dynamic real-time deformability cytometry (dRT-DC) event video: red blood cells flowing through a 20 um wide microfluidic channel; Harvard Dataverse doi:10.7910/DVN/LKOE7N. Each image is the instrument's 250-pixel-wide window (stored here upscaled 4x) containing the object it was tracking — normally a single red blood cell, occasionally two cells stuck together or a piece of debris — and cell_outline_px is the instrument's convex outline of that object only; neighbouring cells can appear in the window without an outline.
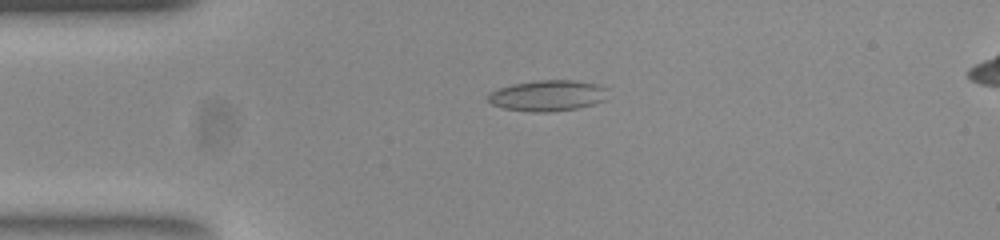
{"species": "common noctule bat (a hibernating species)", "species_latin": "Nyctalus noctula", "temperature_condition": "room temperature", "stored_images_in_passage": 36, "camera_frame_rate_fps": 3000, "um_per_image_px": 0.085, "animal": {"sex": "female", "body_mass_g": 23.0, "forearm_length_mm": 53.4}, "frame": {"image": 1, "passage_image": 1, "time_ms": 0.0, "image_size_px": [1000, 240], "cell_outline_px": [[604, 88], [600, 100], [592, 104], [576, 108], [552, 112], [532, 112], [504, 108], [492, 104], [488, 100], [488, 96], [492, 92], [500, 88], [512, 84], [536, 80], [568, 80], [596, 84]], "centroid_in_image_um": [46.44, 8.13], "position_along_channel_um": 38.6, "area_um2": 20.87}}
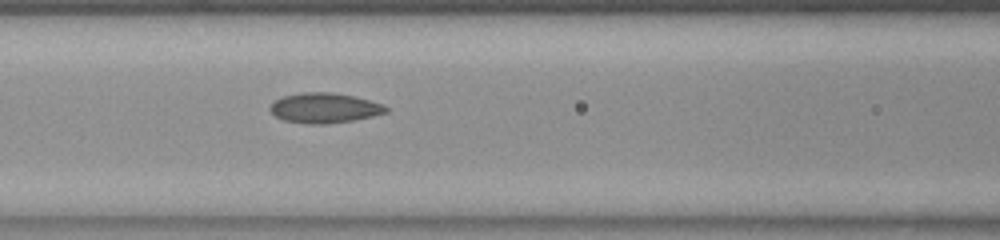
{"frame": {"image": 2, "passage_image": 11, "time_ms": 3.333, "image_size_px": [1000, 240], "cell_outline_px": [[388, 112], [372, 116], [352, 120], [324, 124], [312, 124], [284, 120], [276, 116], [268, 108], [276, 100], [284, 96], [300, 92], [332, 92], [356, 96], [380, 104], [388, 108]], "centroid_in_image_um": [27.57, 9.16], "position_along_channel_um": 139.0, "area_um2": 20.06}}
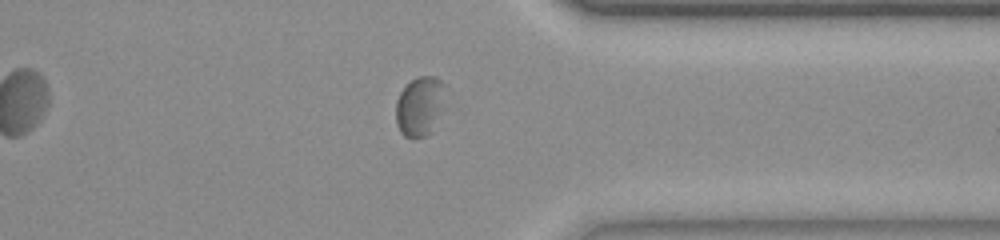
{"frame": {"image": 3, "passage_image": 30, "time_ms": 9.667, "image_size_px": [1000, 240], "cell_outline_px": [[444, 84], [432, 132], [424, 136], [412, 140], [404, 136], [400, 132], [396, 124], [396, 100], [400, 92], [416, 76], [436, 76]], "centroid_in_image_um": [35.58, 9.05], "position_along_channel_um": 375.8, "area_um2": 16.53}, "authors_computed_cell_mechanics": {"area_um2": 20.2011, "velocity_mm_per_s": 3.8281, "shape_relaxation_time_tau1_ms": 9.1117, "shape_relaxation_time_tau2_ms": 1.4991, "deformation_change_tau1": 0.181, "deformation_change_tau2": 0.0604}}